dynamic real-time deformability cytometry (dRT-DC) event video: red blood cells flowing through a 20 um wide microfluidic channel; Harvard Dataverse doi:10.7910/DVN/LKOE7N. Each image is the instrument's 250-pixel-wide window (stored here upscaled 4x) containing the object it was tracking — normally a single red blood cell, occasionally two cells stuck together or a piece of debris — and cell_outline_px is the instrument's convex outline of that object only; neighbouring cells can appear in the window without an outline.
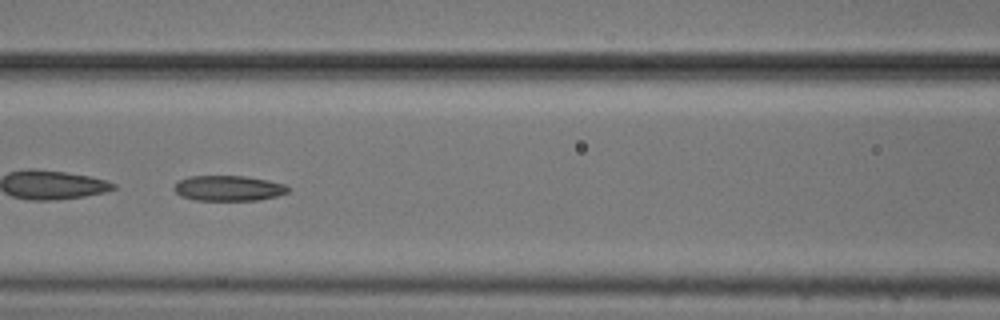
{"species": "common noctule bat (a hibernating species)", "species_latin": "Nyctalus noctula", "temperature_condition": "cold", "stored_images_in_passage": 52, "camera_frame_rate_fps": 3000, "um_per_image_px": 0.085, "animal": {"sex": "male", "body_mass_g": 20.5, "forearm_length_mm": 52.5}, "frame": {"image": 1, "passage_image": 23, "time_ms": 7.333, "image_size_px": [1000, 320], "cell_outline_px": [[292, 188], [288, 192], [276, 196], [260, 200], [196, 200], [180, 196], [172, 188], [180, 180], [188, 176], [244, 176], [268, 180], [284, 184]], "centroid_in_image_um": [19.44, 16.0], "position_along_channel_um": 147.2, "area_um2": 16.88}}
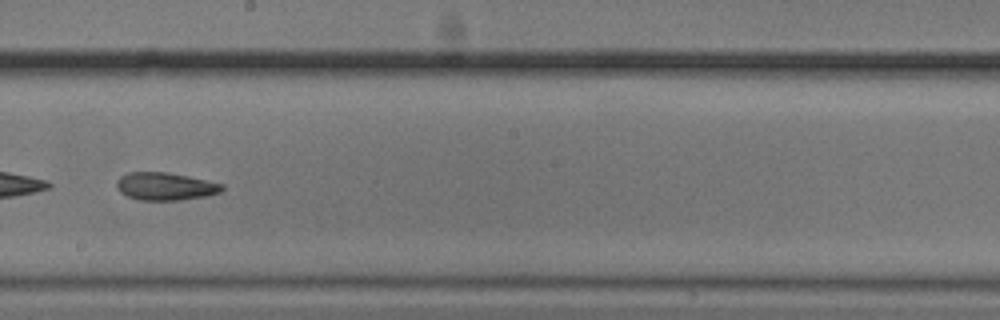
{"frame": {"image": 2, "passage_image": 30, "time_ms": 9.667, "image_size_px": [1000, 320], "cell_outline_px": [[224, 188], [220, 192], [208, 196], [180, 200], [140, 200], [128, 196], [120, 192], [116, 188], [116, 180], [120, 176], [128, 172], [168, 172], [188, 176], [224, 184]], "centroid_in_image_um": [14.04, 15.84], "position_along_channel_um": 234.2, "area_um2": 17.17}, "authors_computed_cell_mechanics": {"area_um2": 19.363, "velocity_mm_per_s": 3.7304, "shape_relaxation_time_tau1_ms": null, "shape_relaxation_time_tau2_ms": 5.9707, "deformation_change_tau1": null, "deformation_change_tau2": 0.1378}}